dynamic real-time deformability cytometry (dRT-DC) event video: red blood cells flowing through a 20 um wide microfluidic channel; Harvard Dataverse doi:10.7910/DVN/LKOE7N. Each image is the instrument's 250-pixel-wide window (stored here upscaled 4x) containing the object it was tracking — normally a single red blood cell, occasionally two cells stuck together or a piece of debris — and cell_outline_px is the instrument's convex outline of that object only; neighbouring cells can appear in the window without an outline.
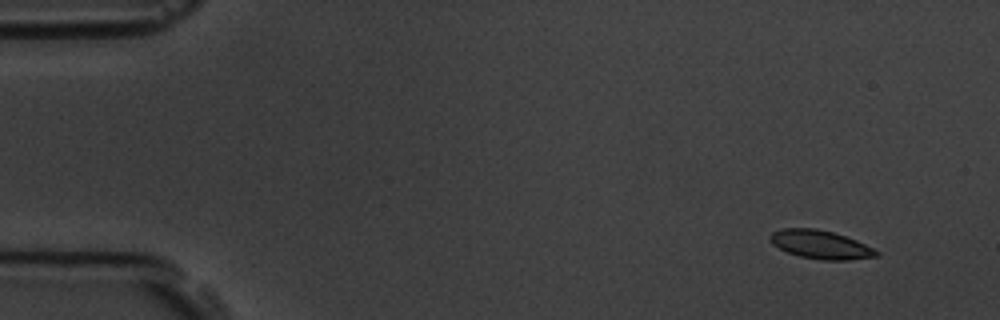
{"species": "common noctule bat (a hibernating species)", "species_latin": "Nyctalus noctula", "temperature_condition": "room temperature", "stored_images_in_passage": 7, "camera_frame_rate_fps": 3000, "um_per_image_px": 0.085, "animal": {"sex": "male", "body_mass_g": 19.5, "forearm_length_mm": 54.6}, "frame": {"image": 1, "passage_image": 1, "time_ms": 0.0, "image_size_px": [1000, 320], "cell_outline_px": [[880, 256], [848, 260], [820, 260], [800, 256], [788, 252], [772, 244], [768, 236], [772, 232], [780, 228], [816, 228], [832, 232], [856, 240], [880, 252]], "centroid_in_image_um": [69.73, 20.79], "position_along_channel_um": 15.3, "area_um2": 17.63}}
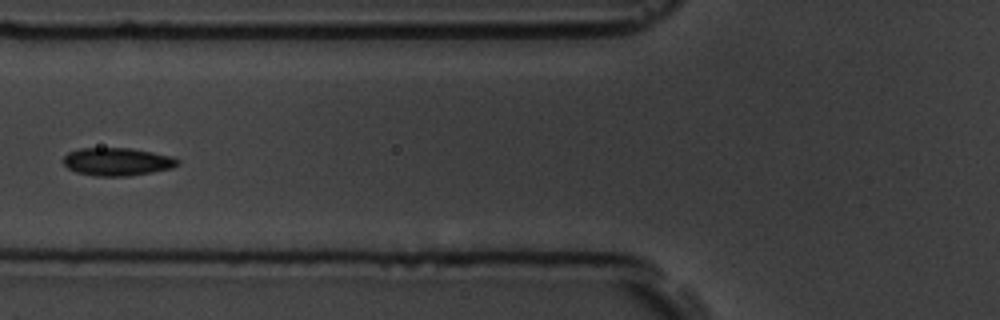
{"frame": {"image": 2, "passage_image": 6, "time_ms": 5.667, "image_size_px": [1000, 320], "cell_outline_px": [[180, 164], [172, 168], [152, 172], [128, 176], [92, 176], [76, 172], [68, 168], [64, 164], [64, 156], [68, 152], [80, 148], [132, 148], [172, 156], [180, 160]], "centroid_in_image_um": [9.98, 13.74], "position_along_channel_um": 115.8, "area_um2": 18.73}}
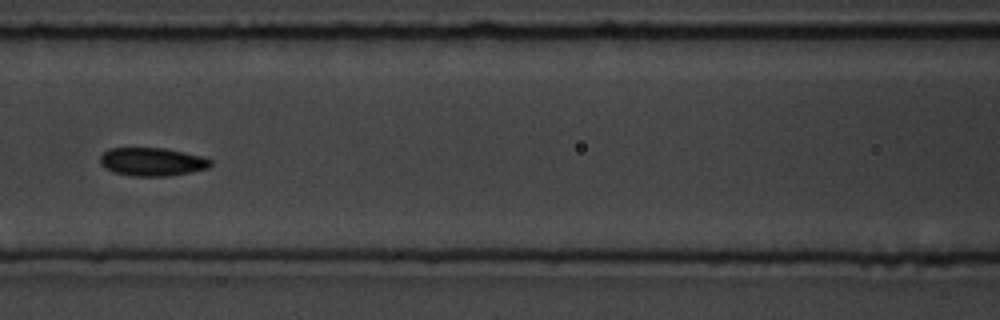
{"frame": {"image": 3, "passage_image": 7, "time_ms": 6.667, "image_size_px": [1000, 320], "cell_outline_px": [[212, 164], [208, 168], [168, 176], [132, 176], [112, 172], [104, 168], [100, 164], [100, 156], [108, 148], [164, 148], [204, 156], [212, 160]], "centroid_in_image_um": [12.91, 13.75], "position_along_channel_um": 153.7, "area_um2": 18.32}}